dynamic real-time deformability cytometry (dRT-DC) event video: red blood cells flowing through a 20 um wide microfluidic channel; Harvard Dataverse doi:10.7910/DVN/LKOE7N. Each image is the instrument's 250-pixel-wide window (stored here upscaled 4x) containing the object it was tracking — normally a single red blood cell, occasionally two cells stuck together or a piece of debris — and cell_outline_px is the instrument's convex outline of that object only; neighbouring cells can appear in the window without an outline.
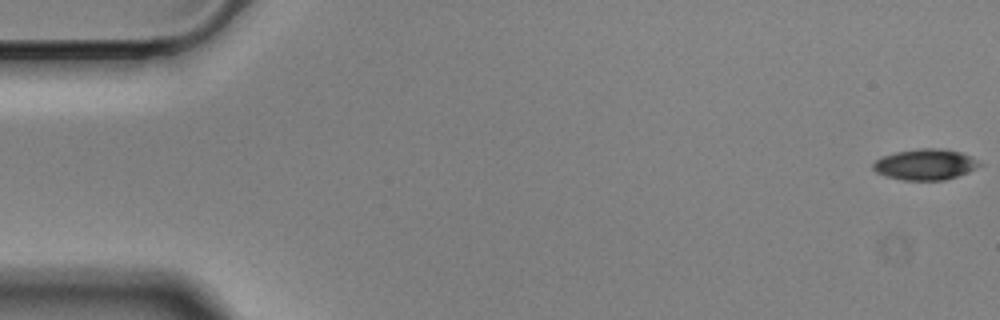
{"species": "Egyptian fruit bat (a non-hibernating species)", "species_latin": "Rousettus aegyptiacus", "temperature_condition": "cold", "stored_images_in_passage": 16, "camera_frame_rate_fps": 3000, "um_per_image_px": 0.085, "animal": {"sex": "male"}, "frame": {"image": 1, "passage_image": 1, "time_ms": 0.0, "image_size_px": [1000, 320], "cell_outline_px": [[984, 164], [956, 176], [944, 180], [904, 180], [884, 176], [876, 172], [872, 168], [872, 164], [876, 160], [884, 156], [896, 152], [916, 148], [944, 148], [960, 152], [972, 156]], "centroid_in_image_um": [78.64, 13.97], "position_along_channel_um": 6.4, "area_um2": 19.19}}
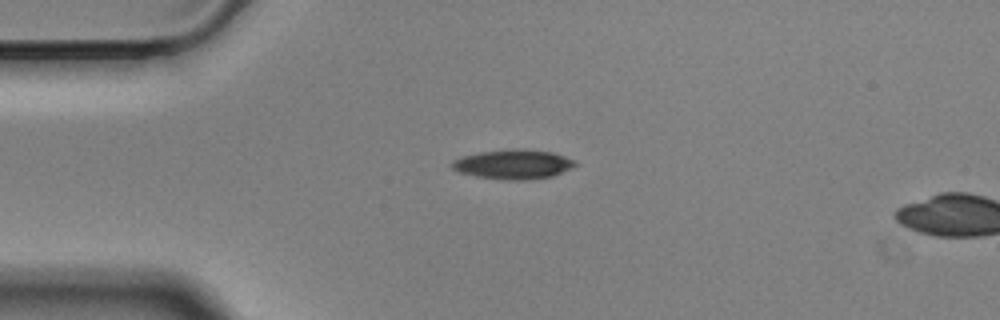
{"frame": {"image": 2, "passage_image": 14, "time_ms": 4.333, "image_size_px": [1000, 320], "cell_outline_px": [[580, 164], [572, 168], [552, 176], [524, 180], [504, 180], [476, 176], [456, 172], [452, 168], [452, 160], [460, 156], [480, 152], [552, 152], [576, 160]], "centroid_in_image_um": [43.61, 14.02], "position_along_channel_um": 41.4, "area_um2": 20.35}}